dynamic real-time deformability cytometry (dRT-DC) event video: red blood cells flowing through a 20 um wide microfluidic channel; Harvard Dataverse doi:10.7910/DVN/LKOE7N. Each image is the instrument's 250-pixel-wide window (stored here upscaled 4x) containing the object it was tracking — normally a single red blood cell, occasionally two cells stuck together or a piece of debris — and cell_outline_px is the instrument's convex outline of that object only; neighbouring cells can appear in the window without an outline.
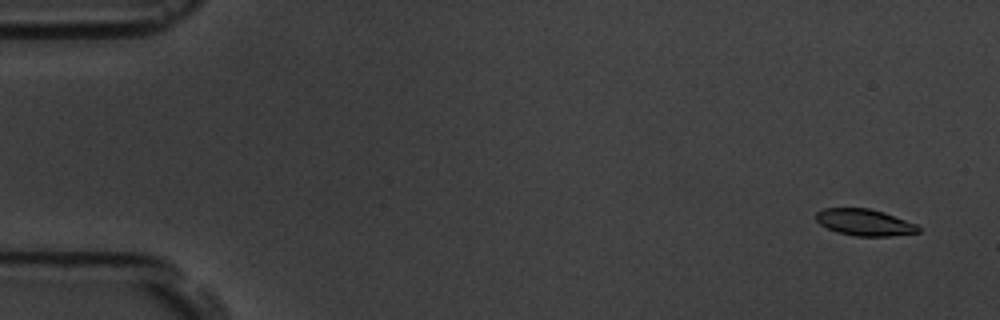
{"species": "common noctule bat (a hibernating species)", "species_latin": "Nyctalus noctula", "temperature_condition": "room temperature", "stored_images_in_passage": 5, "camera_frame_rate_fps": 3000, "um_per_image_px": 0.085, "animal": {"sex": "male", "body_mass_g": 19.5, "forearm_length_mm": 54.6}, "frame": {"image": 1, "passage_image": 1, "time_ms": 0.0, "image_size_px": [1000, 320], "cell_outline_px": [[920, 232], [892, 236], [856, 236], [836, 232], [820, 224], [816, 220], [816, 212], [824, 208], [868, 208], [884, 212], [916, 224], [920, 228]], "centroid_in_image_um": [73.48, 18.9], "position_along_channel_um": 11.5, "area_um2": 15.84}}
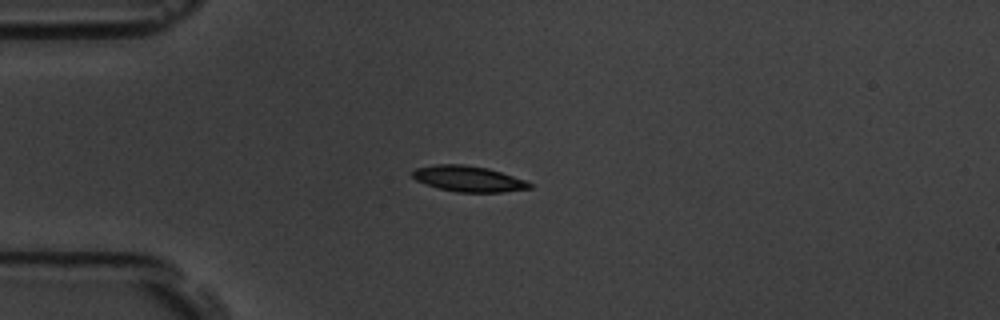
{"frame": {"image": 2, "passage_image": 4, "time_ms": 4.0, "image_size_px": [1000, 320], "cell_outline_px": [[532, 188], [504, 192], [456, 192], [440, 188], [416, 180], [412, 176], [412, 172], [416, 168], [436, 164], [464, 164], [488, 168], [524, 180], [532, 184]], "centroid_in_image_um": [39.82, 15.19], "position_along_channel_um": 45.2, "area_um2": 17.4}}